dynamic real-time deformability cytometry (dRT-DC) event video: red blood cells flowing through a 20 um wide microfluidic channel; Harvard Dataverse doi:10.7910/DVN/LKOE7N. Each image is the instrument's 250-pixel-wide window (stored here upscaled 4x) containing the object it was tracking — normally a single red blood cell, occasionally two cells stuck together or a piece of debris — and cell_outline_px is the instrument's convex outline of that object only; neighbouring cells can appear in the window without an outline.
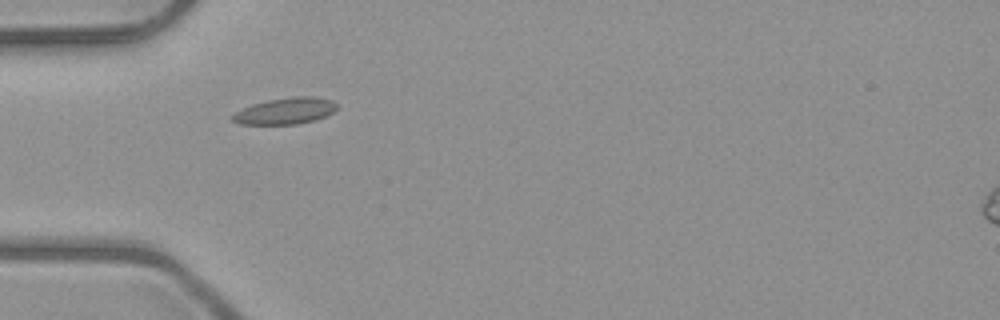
{"species": "common noctule bat (a hibernating species)", "species_latin": "Nyctalus noctula", "temperature_condition": "room temperature", "stored_images_in_passage": 2, "camera_frame_rate_fps": 3000, "um_per_image_px": 0.085, "animal": {"sex": "male", "body_mass_g": 23.1, "forearm_length_mm": 52.7}, "frame": {"image": 1, "passage_image": 1, "time_ms": 0.0, "image_size_px": [1000, 320], "cell_outline_px": [[336, 108], [332, 112], [316, 120], [296, 124], [240, 124], [232, 120], [232, 116], [236, 112], [252, 104], [268, 100], [292, 96], [316, 96], [332, 100], [336, 104]], "centroid_in_image_um": [24.27, 9.42], "position_along_channel_um": 60.7, "area_um2": 15.95}}
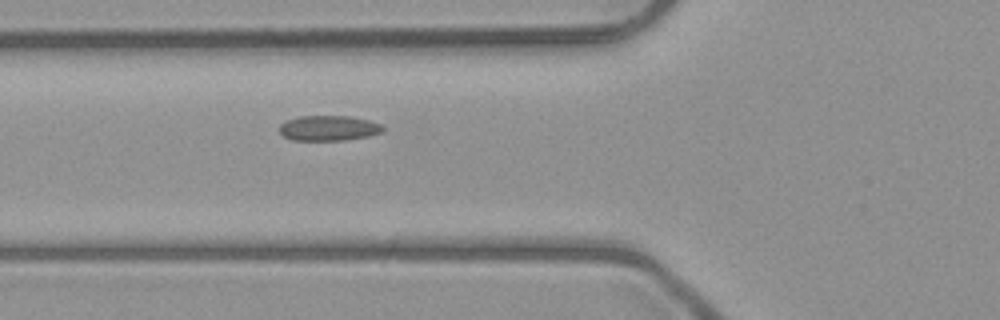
{"frame": {"image": 2, "passage_image": 2, "time_ms": 1.0, "image_size_px": [1000, 320], "cell_outline_px": [[384, 132], [368, 136], [344, 140], [292, 140], [284, 136], [280, 132], [280, 124], [288, 120], [300, 116], [348, 116], [368, 120], [380, 124], [384, 128]], "centroid_in_image_um": [27.95, 10.89], "position_along_channel_um": 97.9, "area_um2": 15.09}}